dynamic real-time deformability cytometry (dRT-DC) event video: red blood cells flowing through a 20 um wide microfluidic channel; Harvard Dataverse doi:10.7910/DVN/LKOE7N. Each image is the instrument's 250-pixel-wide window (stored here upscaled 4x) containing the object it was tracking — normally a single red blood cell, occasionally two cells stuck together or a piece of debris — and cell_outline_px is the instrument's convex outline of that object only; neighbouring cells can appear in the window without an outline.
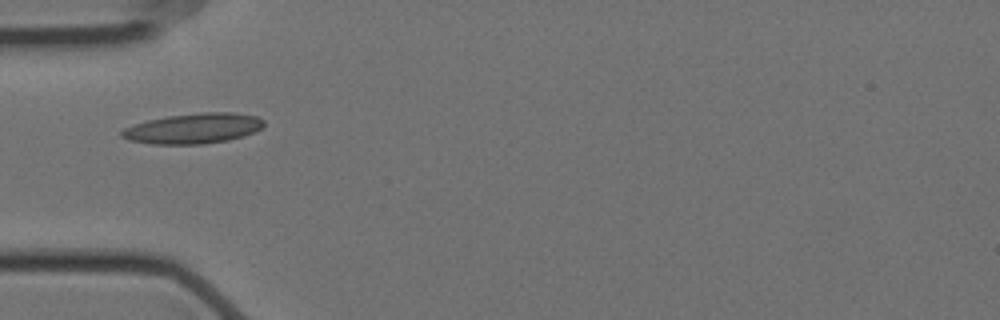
{"species": "Egyptian fruit bat (a non-hibernating species)", "species_latin": "Rousettus aegyptiacus", "temperature_condition": "cold", "stored_images_in_passage": 24, "camera_frame_rate_fps": 3000, "um_per_image_px": 0.085, "animal": {"sex": "female"}, "frame": {"image": 1, "passage_image": 1, "time_ms": 0.0, "image_size_px": [1000, 320], "cell_outline_px": [[264, 124], [256, 132], [244, 136], [228, 140], [204, 144], [152, 144], [128, 140], [120, 136], [120, 132], [124, 128], [148, 120], [168, 116], [200, 112], [236, 112], [256, 116], [264, 120]], "centroid_in_image_um": [16.46, 10.91], "position_along_channel_um": 68.5, "area_um2": 25.2}}
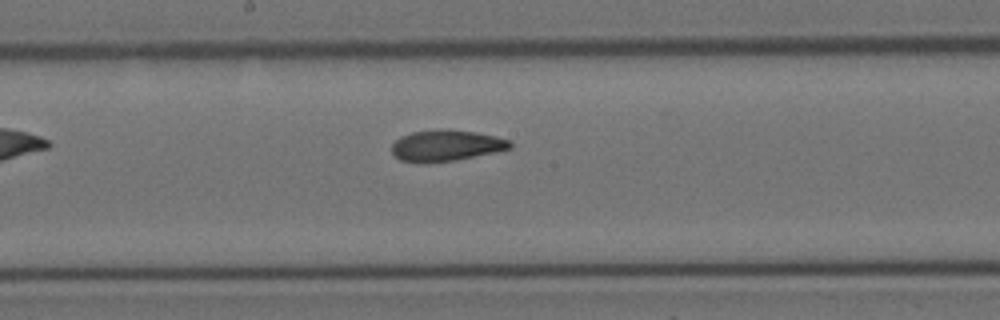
{"frame": {"image": 2, "passage_image": 13, "time_ms": 4.0, "image_size_px": [1000, 320], "cell_outline_px": [[512, 148], [496, 152], [456, 160], [428, 164], [400, 160], [392, 152], [392, 144], [400, 136], [412, 132], [440, 128], [448, 128], [476, 132], [496, 136], [512, 140]], "centroid_in_image_um": [37.94, 12.36], "position_along_channel_um": 210.3, "area_um2": 21.96}}
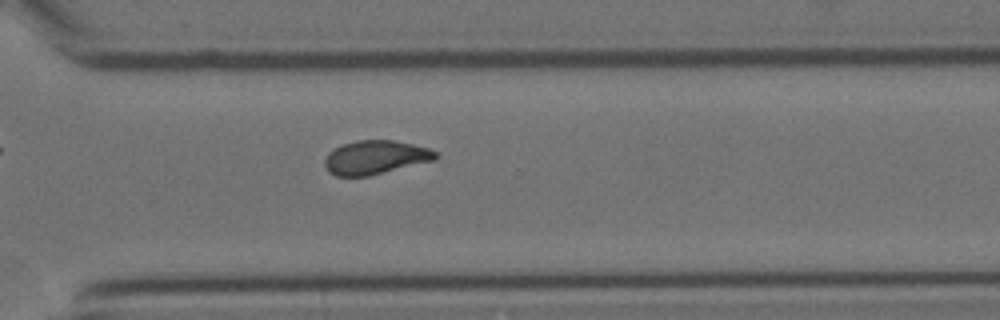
{"frame": {"image": 3, "passage_image": 24, "time_ms": 7.667, "image_size_px": [1000, 320], "cell_outline_px": [[436, 160], [368, 176], [336, 176], [328, 172], [324, 164], [324, 160], [328, 152], [344, 144], [356, 140], [392, 140], [412, 144], [428, 148], [436, 152]], "centroid_in_image_um": [31.88, 13.38], "position_along_channel_um": 338.7, "area_um2": 21.73}}